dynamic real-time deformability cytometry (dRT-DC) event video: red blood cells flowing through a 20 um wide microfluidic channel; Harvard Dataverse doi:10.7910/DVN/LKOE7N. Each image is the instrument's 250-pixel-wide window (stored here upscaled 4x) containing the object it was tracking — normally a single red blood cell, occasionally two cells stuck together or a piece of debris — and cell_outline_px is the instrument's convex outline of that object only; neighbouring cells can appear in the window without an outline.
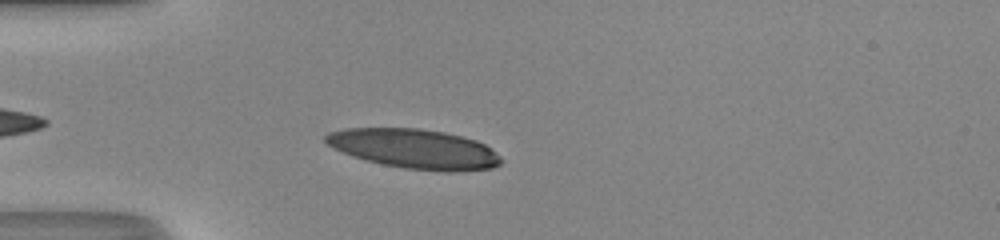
{"species": "human", "species_latin": "Homo sapiens", "temperature_condition": "room temperature", "stored_images_in_passage": 37, "camera_frame_rate_fps": 3000, "um_per_image_px": 0.085, "donor": {"sex": "male"}, "frame": {"image": 1, "passage_image": 3, "time_ms": 0.667, "image_size_px": [1000, 240], "cell_outline_px": [[504, 160], [500, 164], [492, 168], [456, 172], [448, 172], [404, 168], [384, 164], [352, 156], [332, 148], [324, 140], [324, 136], [328, 132], [344, 128], [416, 128], [444, 132], [476, 140], [492, 148]], "centroid_in_image_um": [35.24, 12.65], "position_along_channel_um": 49.8, "area_um2": 40.52}}
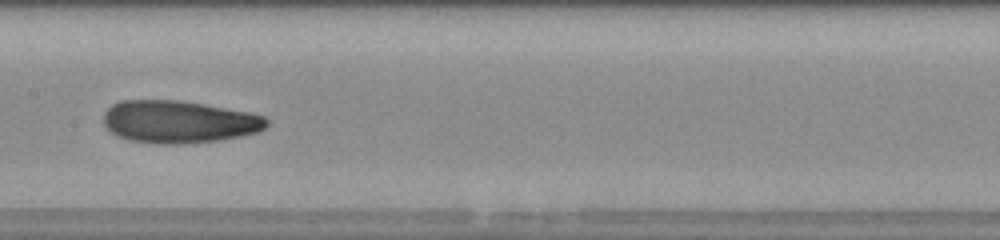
{"frame": {"image": 2, "passage_image": 14, "time_ms": 4.333, "image_size_px": [1000, 240], "cell_outline_px": [[268, 124], [260, 132], [220, 140], [184, 144], [156, 144], [128, 140], [116, 136], [104, 124], [104, 112], [112, 104], [120, 100], [176, 100], [204, 104], [248, 112], [264, 116], [268, 120]], "centroid_in_image_um": [15.19, 10.36], "position_along_channel_um": 192.2, "area_um2": 40.58}}
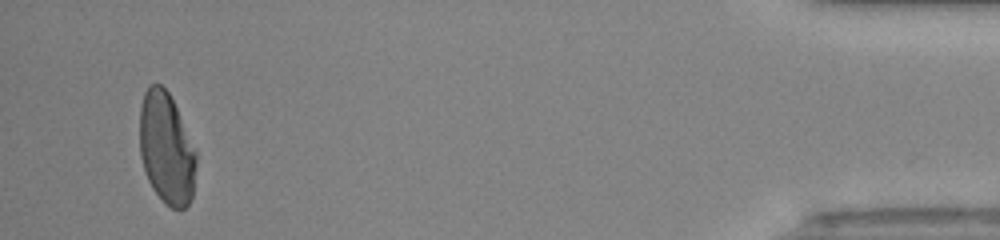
{"frame": {"image": 3, "passage_image": 35, "time_ms": 11.333, "image_size_px": [1000, 240], "cell_outline_px": [[196, 164], [192, 200], [180, 212], [172, 208], [152, 188], [148, 180], [140, 156], [140, 108], [144, 92], [148, 84], [160, 84], [168, 92], [176, 108], [196, 152]], "centroid_in_image_um": [14.14, 12.63], "position_along_channel_um": 421.1, "area_um2": 36.53}, "authors_computed_cell_mechanics": {"area_um2": 39.1884, "velocity_mm_per_s": 4.3525, "shape_relaxation_time_tau1_ms": 6.485, "shape_relaxation_time_tau2_ms": 1.7053, "deformation_change_tau1": 0.2284, "deformation_change_tau2": 0.0744}}